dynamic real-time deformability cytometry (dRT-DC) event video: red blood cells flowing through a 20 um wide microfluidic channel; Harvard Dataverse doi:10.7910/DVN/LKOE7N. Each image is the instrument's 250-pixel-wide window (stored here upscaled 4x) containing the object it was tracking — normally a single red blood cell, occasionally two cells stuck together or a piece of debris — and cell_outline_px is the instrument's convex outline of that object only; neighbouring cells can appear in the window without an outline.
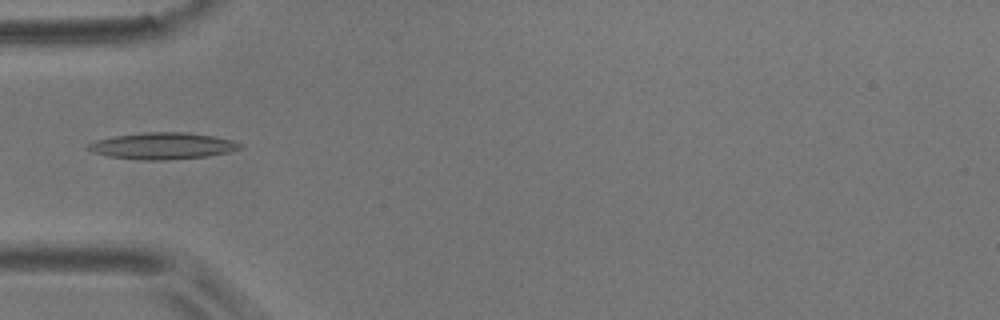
{"species": "common noctule bat (a hibernating species)", "species_latin": "Nyctalus noctula", "temperature_condition": "room temperature", "stored_images_in_passage": 5, "camera_frame_rate_fps": 3000, "um_per_image_px": 0.085, "animal": {"sex": "male", "body_mass_g": 17.9}, "frame": {"image": 1, "passage_image": 2, "time_ms": 1.333, "image_size_px": [1000, 320], "cell_outline_px": [[244, 144], [240, 148], [228, 152], [208, 156], [164, 160], [140, 160], [108, 156], [92, 152], [84, 148], [88, 144], [96, 140], [116, 136], [148, 132], [184, 132], [212, 136], [232, 140]], "centroid_in_image_um": [13.8, 12.41], "position_along_channel_um": 71.2, "area_um2": 23.41}}
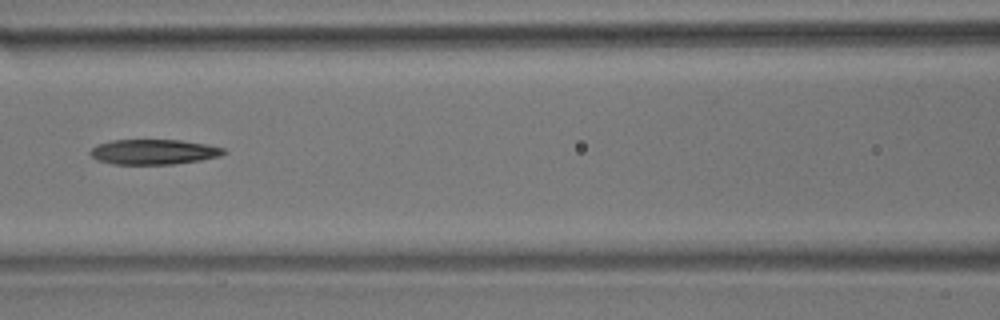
{"frame": {"image": 2, "passage_image": 4, "time_ms": 3.667, "image_size_px": [1000, 320], "cell_outline_px": [[228, 152], [220, 156], [200, 160], [172, 164], [112, 164], [96, 160], [88, 152], [96, 144], [112, 140], [180, 140], [208, 144], [224, 148]], "centroid_in_image_um": [13.06, 12.9], "position_along_channel_um": 153.5, "area_um2": 19.65}}
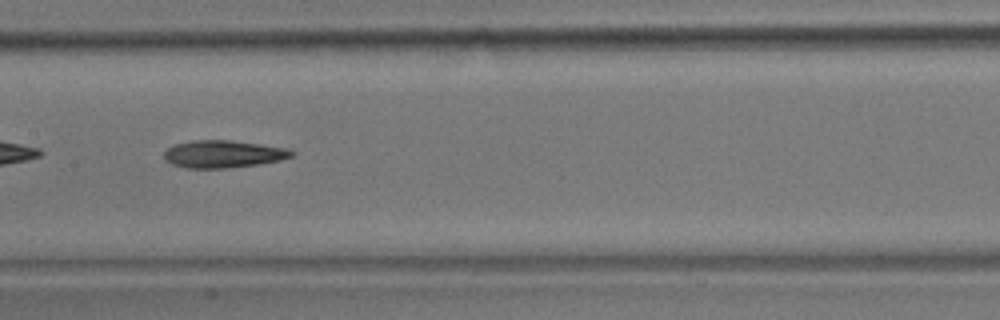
{"frame": {"image": 3, "passage_image": 5, "time_ms": 4.667, "image_size_px": [1000, 320], "cell_outline_px": [[296, 152], [292, 156], [280, 160], [260, 164], [224, 168], [188, 168], [172, 164], [164, 160], [164, 152], [172, 144], [192, 140], [228, 140], [260, 144], [288, 148]], "centroid_in_image_um": [18.96, 13.09], "position_along_channel_um": 188.4, "area_um2": 20.46}}